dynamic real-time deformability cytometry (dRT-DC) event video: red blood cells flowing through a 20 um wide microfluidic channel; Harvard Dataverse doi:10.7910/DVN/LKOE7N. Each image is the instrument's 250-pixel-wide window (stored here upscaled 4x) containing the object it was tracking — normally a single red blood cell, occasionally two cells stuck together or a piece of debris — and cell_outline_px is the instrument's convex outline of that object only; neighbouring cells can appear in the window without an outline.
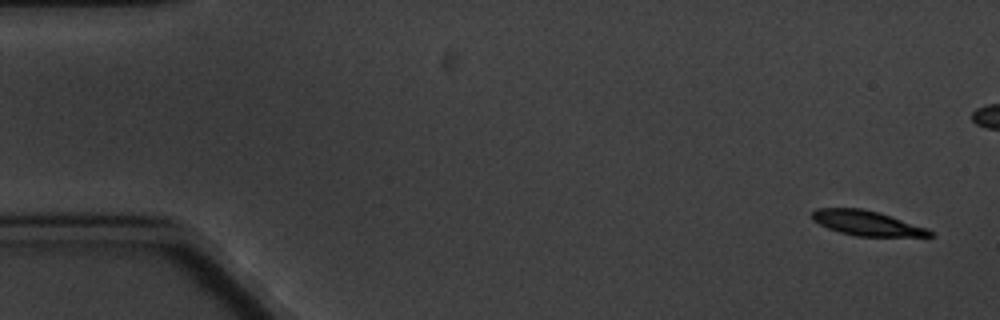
{"species": "common noctule bat (a hibernating species)", "species_latin": "Nyctalus noctula", "temperature_condition": "cold", "stored_images_in_passage": 10, "camera_frame_rate_fps": 3000, "um_per_image_px": 0.085, "animal": {"sex": "male", "body_mass_g": 20.1, "forearm_length_mm": 53.5}, "frame": {"image": 1, "passage_image": 1, "time_ms": 0.0, "image_size_px": [1000, 320], "cell_outline_px": [[936, 236], [856, 236], [840, 232], [828, 228], [812, 220], [812, 212], [816, 208], [860, 208], [876, 212], [928, 228]], "centroid_in_image_um": [73.66, 18.97], "position_along_channel_um": 11.3, "area_um2": 16.76}}